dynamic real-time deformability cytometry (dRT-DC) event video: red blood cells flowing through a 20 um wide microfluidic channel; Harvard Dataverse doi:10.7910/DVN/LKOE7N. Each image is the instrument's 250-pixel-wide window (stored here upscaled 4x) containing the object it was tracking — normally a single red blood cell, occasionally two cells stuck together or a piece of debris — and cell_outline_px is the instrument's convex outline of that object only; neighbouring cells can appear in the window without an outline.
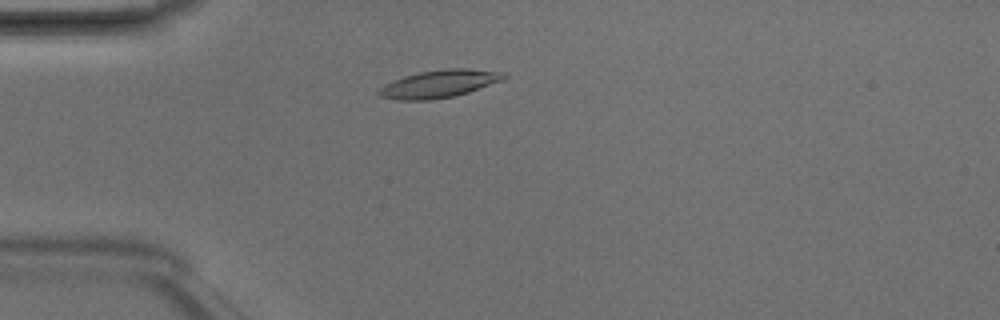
{"species": "Egyptian fruit bat (a non-hibernating species)", "species_latin": "Rousettus aegyptiacus", "temperature_condition": "room temperature", "stored_images_in_passage": 4, "camera_frame_rate_fps": 3000, "um_per_image_px": 0.085, "animal": {"sex": "male"}, "frame": {"image": 1, "passage_image": 2, "time_ms": 0.333, "image_size_px": [1000, 320], "cell_outline_px": [[508, 76], [500, 80], [468, 92], [452, 96], [432, 100], [396, 100], [380, 96], [376, 92], [384, 84], [404, 76], [420, 72], [448, 68], [468, 68], [504, 72]], "centroid_in_image_um": [37.29, 7.12], "position_along_channel_um": 47.7, "area_um2": 19.94}}